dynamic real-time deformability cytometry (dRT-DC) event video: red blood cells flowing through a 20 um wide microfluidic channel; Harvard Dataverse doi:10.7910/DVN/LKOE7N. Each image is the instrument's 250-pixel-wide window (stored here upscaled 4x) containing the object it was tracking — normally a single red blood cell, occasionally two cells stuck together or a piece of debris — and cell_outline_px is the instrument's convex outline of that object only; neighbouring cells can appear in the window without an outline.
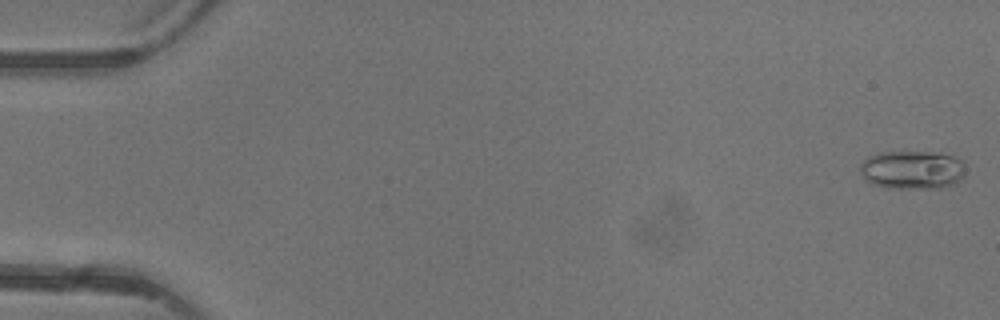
{"species": "common noctule bat (a hibernating species)", "species_latin": "Nyctalus noctula", "temperature_condition": "warm", "stored_images_in_passage": 5, "camera_frame_rate_fps": 3000, "um_per_image_px": 0.085, "animal": {"sex": "female"}, "frame": {"image": 1, "passage_image": 1, "time_ms": 0.0, "image_size_px": [1000, 320], "cell_outline_px": [[964, 176], [956, 184], [944, 188], [888, 188], [872, 184], [864, 180], [860, 172], [860, 164], [868, 156], [880, 152], [932, 152], [952, 156], [960, 160], [964, 164]], "centroid_in_image_um": [77.52, 14.45], "position_along_channel_um": 7.5, "area_um2": 23.93}}